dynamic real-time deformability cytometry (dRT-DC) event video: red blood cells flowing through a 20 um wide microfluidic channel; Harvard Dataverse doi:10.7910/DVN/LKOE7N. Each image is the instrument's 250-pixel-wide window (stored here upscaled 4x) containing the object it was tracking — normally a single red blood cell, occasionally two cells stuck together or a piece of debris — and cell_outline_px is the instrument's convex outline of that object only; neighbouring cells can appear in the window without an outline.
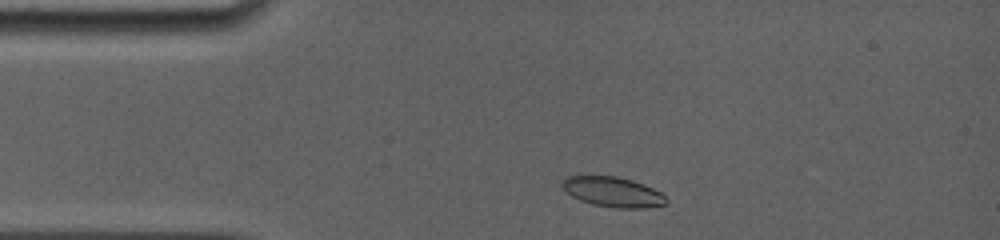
{"species": "common noctule bat (a hibernating species)", "species_latin": "Nyctalus noctula", "temperature_condition": "room temperature", "stored_images_in_passage": 4, "camera_frame_rate_fps": 5000, "um_per_image_px": 0.085, "animal": {"sex": "female", "body_mass_g": 19.0, "forearm_length_mm": 56.7}, "frame": {"image": 1, "passage_image": 1, "time_ms": 0.0, "image_size_px": [1000, 240], "cell_outline_px": [[668, 204], [644, 208], [616, 208], [592, 204], [580, 200], [572, 196], [560, 184], [560, 180], [568, 176], [616, 176], [632, 180], [644, 184], [660, 192], [668, 200]], "centroid_in_image_um": [52.1, 16.31], "position_along_channel_um": 32.9, "area_um2": 18.21}}
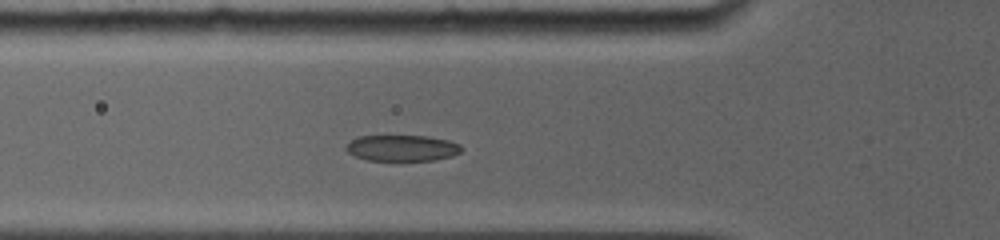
{"frame": {"image": 2, "passage_image": 4, "time_ms": 2.4, "image_size_px": [1000, 240], "cell_outline_px": [[460, 152], [452, 156], [436, 160], [368, 160], [356, 156], [348, 152], [344, 148], [352, 140], [360, 136], [424, 136], [448, 140], [460, 144]], "centroid_in_image_um": [34.18, 12.58], "position_along_channel_um": 91.6, "area_um2": 17.28}}